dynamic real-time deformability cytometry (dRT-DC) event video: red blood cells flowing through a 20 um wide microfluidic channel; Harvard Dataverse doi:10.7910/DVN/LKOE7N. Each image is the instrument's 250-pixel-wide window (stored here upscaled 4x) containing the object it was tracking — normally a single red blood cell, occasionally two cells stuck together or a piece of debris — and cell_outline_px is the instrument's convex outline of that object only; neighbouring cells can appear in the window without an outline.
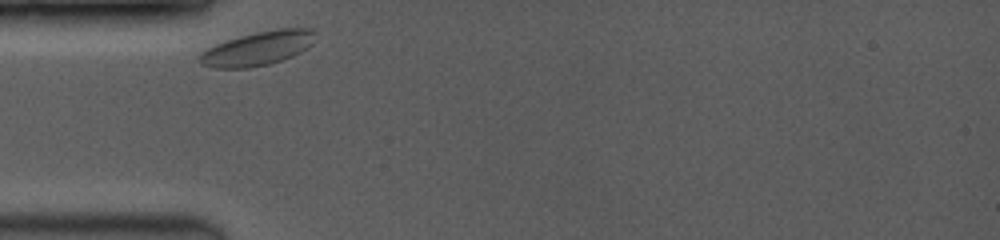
{"species": "common noctule bat (a hibernating species)", "species_latin": "Nyctalus noctula", "temperature_condition": "room temperature", "stored_images_in_passage": 38, "camera_frame_rate_fps": 3500, "um_per_image_px": 0.085, "animal": {"sex": "female", "body_mass_g": 19.0, "forearm_length_mm": 53.3}, "frame": {"image": 1, "passage_image": 1, "time_ms": 0.0, "image_size_px": [1000, 240], "cell_outline_px": [[316, 32], [312, 44], [300, 52], [292, 56], [268, 64], [248, 68], [212, 68], [200, 64], [196, 60], [196, 56], [200, 52], [216, 44], [240, 36], [256, 32], [280, 28], [312, 28]], "centroid_in_image_um": [21.86, 4.12], "position_along_channel_um": 63.1, "area_um2": 23.0}}
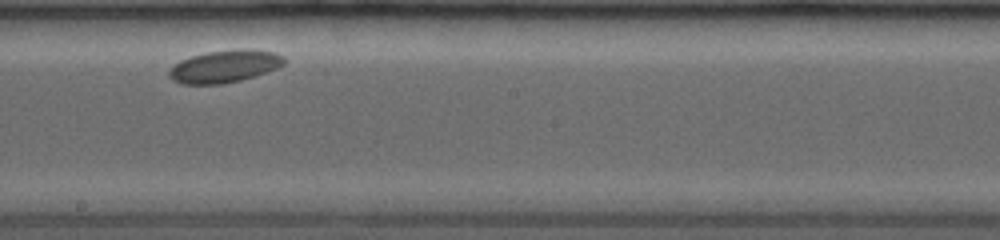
{"frame": {"image": 2, "passage_image": 21, "time_ms": 4.857, "image_size_px": [1000, 240], "cell_outline_px": [[284, 64], [280, 68], [240, 80], [224, 84], [180, 84], [172, 80], [168, 76], [168, 68], [172, 64], [180, 60], [192, 56], [208, 52], [240, 48], [244, 48], [276, 52], [284, 56]], "centroid_in_image_um": [19.07, 5.64], "position_along_channel_um": 229.1, "area_um2": 22.08}}
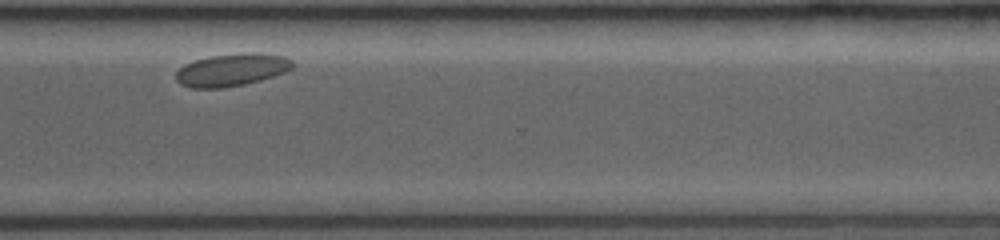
{"frame": {"image": 3, "passage_image": 37, "time_ms": 8.286, "image_size_px": [1000, 240], "cell_outline_px": [[292, 68], [284, 72], [260, 80], [244, 84], [220, 88], [192, 88], [180, 84], [176, 80], [176, 72], [184, 64], [208, 56], [244, 52], [260, 52], [284, 56], [292, 60]], "centroid_in_image_um": [19.68, 5.92], "position_along_channel_um": 350.9, "area_um2": 22.14}}